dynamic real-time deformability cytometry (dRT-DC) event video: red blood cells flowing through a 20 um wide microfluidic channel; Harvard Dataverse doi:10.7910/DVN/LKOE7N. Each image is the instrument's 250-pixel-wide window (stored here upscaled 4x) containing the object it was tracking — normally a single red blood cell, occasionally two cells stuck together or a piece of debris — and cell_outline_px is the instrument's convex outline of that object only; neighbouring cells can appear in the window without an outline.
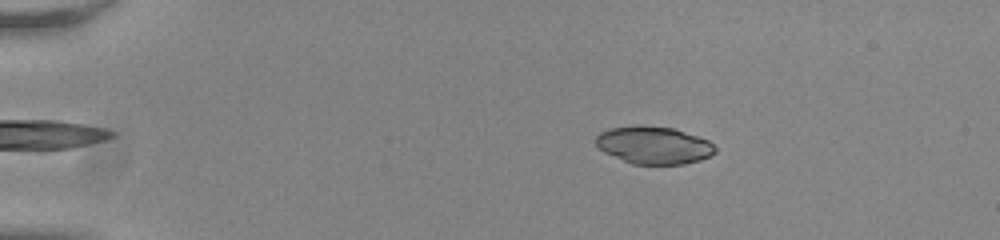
{"species": "common noctule bat (a hibernating species)", "species_latin": "Nyctalus noctula", "temperature_condition": "room temperature", "stored_images_in_passage": 46, "camera_frame_rate_fps": 3000, "um_per_image_px": 0.085, "animal": {"sex": "male", "body_mass_g": 20.0, "forearm_length_mm": 53.3}, "frame": {"image": 1, "passage_image": 2, "time_ms": 0.333, "image_size_px": [1000, 240], "cell_outline_px": [[716, 152], [712, 156], [700, 160], [684, 164], [632, 164], [604, 152], [596, 144], [596, 136], [600, 132], [608, 128], [636, 124], [640, 124], [672, 128], [708, 140], [716, 148]], "centroid_in_image_um": [55.56, 12.33], "position_along_channel_um": 29.4, "area_um2": 26.24}}
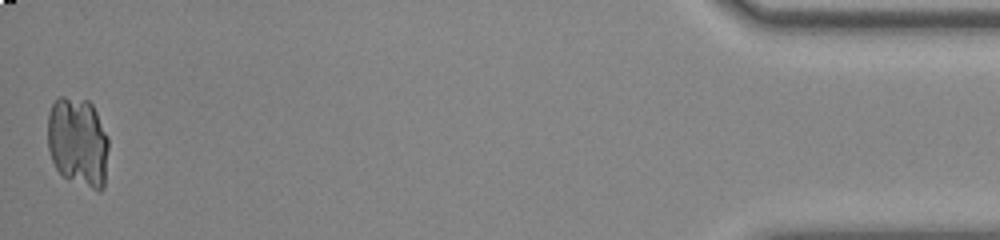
{"frame": {"image": 2, "passage_image": 46, "time_ms": 15.0, "image_size_px": [1000, 240], "cell_outline_px": [[108, 148], [104, 188], [100, 192], [64, 176], [56, 168], [52, 160], [48, 148], [48, 112], [52, 104], [60, 96], [64, 96], [88, 100], [92, 104], [108, 136]], "centroid_in_image_um": [6.63, 12.04], "position_along_channel_um": 428.6, "area_um2": 31.85}}